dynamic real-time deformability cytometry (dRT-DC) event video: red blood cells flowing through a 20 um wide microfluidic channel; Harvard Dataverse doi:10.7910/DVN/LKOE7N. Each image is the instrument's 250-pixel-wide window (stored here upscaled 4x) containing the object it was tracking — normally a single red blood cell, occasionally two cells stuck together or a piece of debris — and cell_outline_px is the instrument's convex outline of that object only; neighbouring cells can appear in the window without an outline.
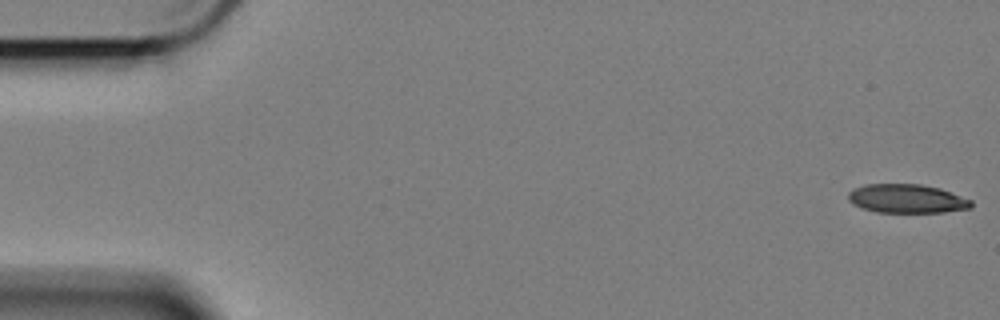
{"species": "Egyptian fruit bat (a non-hibernating species)", "species_latin": "Rousettus aegyptiacus", "temperature_condition": "cold", "stored_images_in_passage": 59, "camera_frame_rate_fps": 3000, "um_per_image_px": 0.085, "animal": {"sex": "female"}, "frame": {"image": 1, "passage_image": 1, "time_ms": 0.0, "image_size_px": [1000, 320], "cell_outline_px": [[972, 208], [944, 212], [876, 212], [852, 204], [848, 200], [848, 192], [864, 184], [920, 184], [940, 188], [972, 200]], "centroid_in_image_um": [77.09, 16.88], "position_along_channel_um": 7.9, "area_um2": 20.63}}
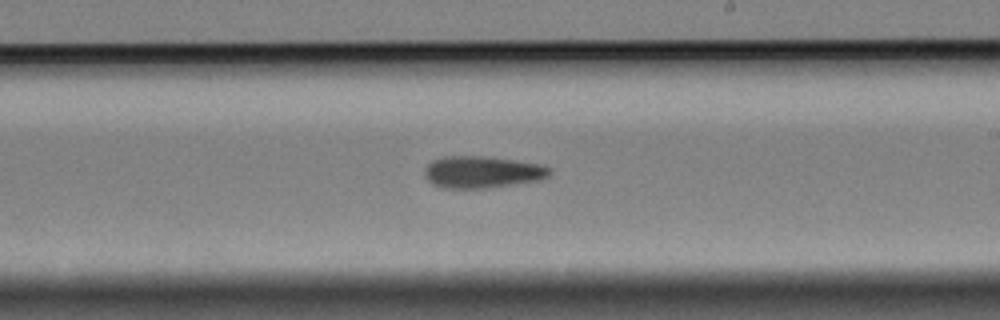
{"frame": {"image": 2, "passage_image": 34, "time_ms": 11.0, "image_size_px": [1000, 320], "cell_outline_px": [[552, 172], [548, 176], [540, 180], [484, 188], [444, 188], [432, 184], [424, 176], [424, 168], [432, 160], [440, 156], [484, 156], [540, 164], [552, 168]], "centroid_in_image_um": [40.95, 14.62], "position_along_channel_um": 248.0, "area_um2": 23.29}}
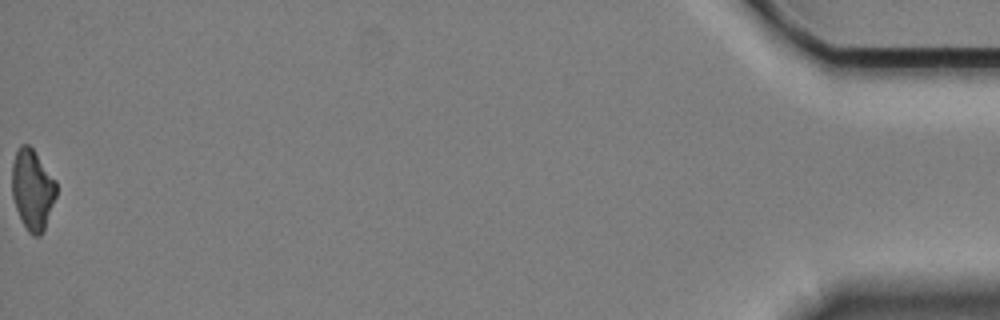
{"frame": {"image": 3, "passage_image": 59, "time_ms": 19.333, "image_size_px": [1000, 320], "cell_outline_px": [[56, 196], [44, 228], [40, 236], [32, 236], [28, 232], [16, 208], [12, 196], [12, 164], [16, 152], [20, 144], [28, 144], [32, 148], [56, 180]], "centroid_in_image_um": [2.75, 16.1], "position_along_channel_um": 432.4, "area_um2": 20.58}, "authors_computed_cell_mechanics": {"area_um2": 22.1952, "velocity_mm_per_s": 3.3868, "shape_relaxation_time_tau1_ms": 10.6147, "shape_relaxation_time_tau2_ms": null, "deformation_change_tau1": 0.2019, "deformation_change_tau2": null}}